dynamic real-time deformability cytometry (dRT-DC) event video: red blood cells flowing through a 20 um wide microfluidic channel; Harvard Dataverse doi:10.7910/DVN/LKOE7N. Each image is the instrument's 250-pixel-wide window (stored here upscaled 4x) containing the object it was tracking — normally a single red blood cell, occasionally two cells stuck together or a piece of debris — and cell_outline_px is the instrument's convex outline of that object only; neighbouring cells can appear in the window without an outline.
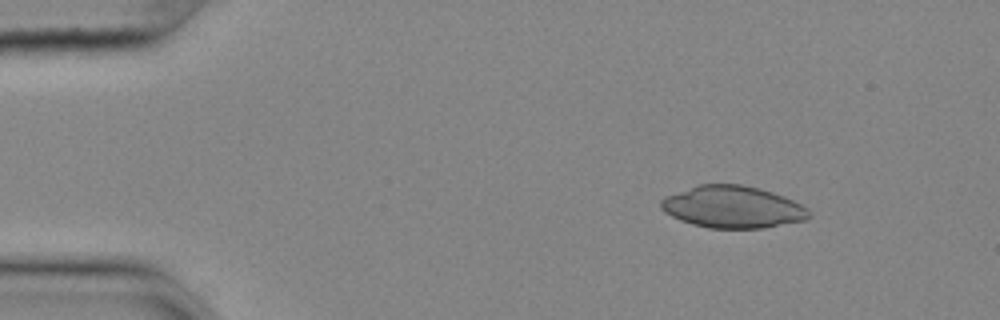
{"species": "common noctule bat (a hibernating species)", "species_latin": "Nyctalus noctula", "temperature_condition": "cold", "stored_images_in_passage": 48, "camera_frame_rate_fps": 3000, "um_per_image_px": 0.085, "animal": {"sex": "female", "body_mass_g": 25.1}, "frame": {"image": 1, "passage_image": 1, "time_ms": 0.0, "image_size_px": [1000, 320], "cell_outline_px": [[812, 216], [804, 220], [764, 228], [708, 228], [692, 224], [680, 220], [664, 212], [660, 208], [660, 200], [664, 196], [700, 184], [740, 184], [772, 192], [784, 196], [808, 208]], "centroid_in_image_um": [62.26, 17.6], "position_along_channel_um": 22.7, "area_um2": 36.24}}
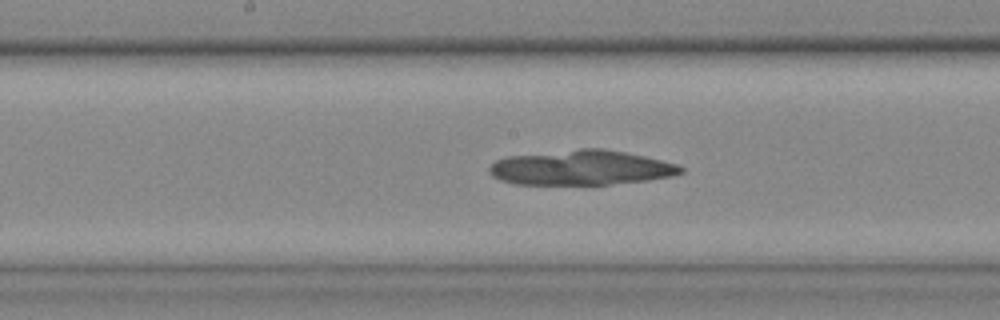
{"frame": {"image": 2, "passage_image": 22, "time_ms": 7.0, "image_size_px": [1000, 320], "cell_outline_px": [[684, 172], [672, 176], [648, 180], [608, 184], [516, 184], [500, 180], [492, 176], [488, 168], [496, 160], [508, 156], [580, 148], [604, 148], [644, 156], [676, 164], [684, 168]], "centroid_in_image_um": [49.39, 14.25], "position_along_channel_um": 198.8, "area_um2": 38.73}}
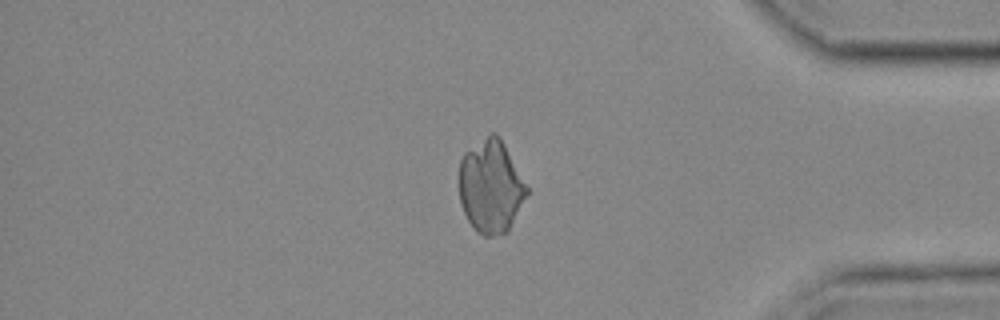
{"frame": {"image": 3, "passage_image": 40, "time_ms": 13.0, "image_size_px": [1000, 320], "cell_outline_px": [[528, 192], [508, 232], [492, 236], [484, 236], [476, 232], [468, 220], [464, 212], [460, 200], [460, 160], [464, 152], [492, 132], [496, 132], [500, 136], [528, 188]], "centroid_in_image_um": [41.71, 15.86], "position_along_channel_um": 393.5, "area_um2": 36.41}}